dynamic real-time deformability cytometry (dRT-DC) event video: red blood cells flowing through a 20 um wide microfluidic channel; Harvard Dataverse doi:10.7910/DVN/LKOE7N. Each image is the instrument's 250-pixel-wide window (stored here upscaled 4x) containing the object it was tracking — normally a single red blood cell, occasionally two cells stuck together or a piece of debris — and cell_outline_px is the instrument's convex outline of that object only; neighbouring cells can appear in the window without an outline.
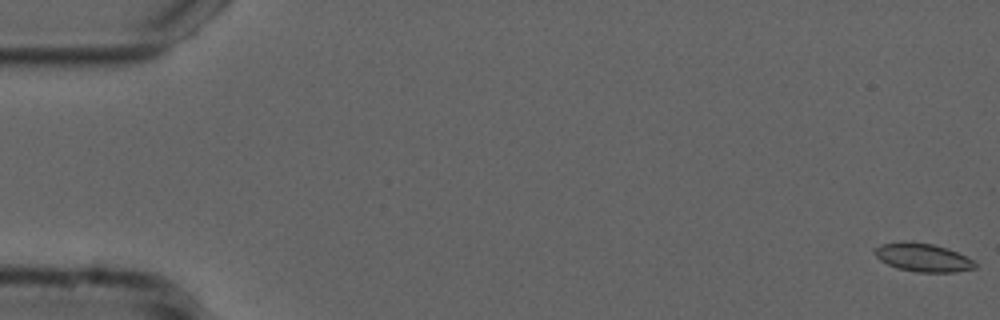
{"species": "common noctule bat (a hibernating species)", "species_latin": "Nyctalus noctula", "temperature_condition": "cold", "stored_images_in_passage": 15, "camera_frame_rate_fps": 3000, "um_per_image_px": 0.085, "animal": {"sex": "male", "forearm_length_mm": 52.5}, "frame": {"image": 1, "passage_image": 1, "time_ms": 0.0, "image_size_px": [1000, 320], "cell_outline_px": [[976, 268], [956, 272], [916, 272], [896, 268], [880, 260], [872, 252], [872, 248], [880, 244], [900, 240], [912, 240], [932, 244], [948, 248], [972, 260], [976, 264]], "centroid_in_image_um": [78.36, 21.86], "position_along_channel_um": 6.6, "area_um2": 16.94}}
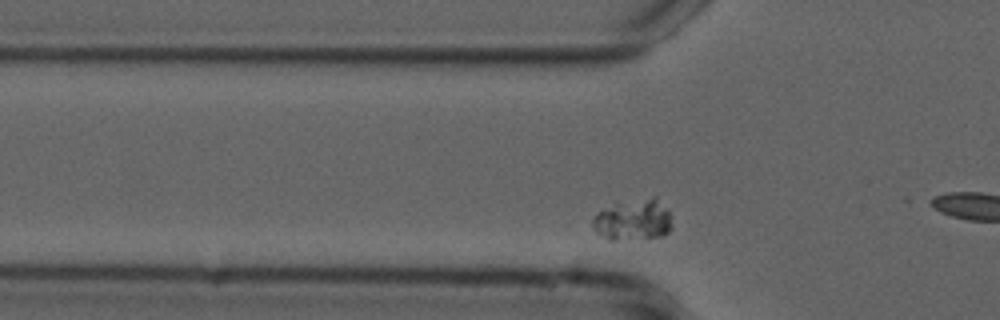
{"frame": {"image": 2, "passage_image": 14, "time_ms": 4.333, "image_size_px": [1000, 320], "cell_outline_px": [[672, 228], [664, 236], [616, 240], [608, 240], [596, 232], [592, 224], [592, 216], [596, 212], [616, 204], [652, 196], [656, 196], [668, 208], [672, 224]], "centroid_in_image_um": [53.85, 18.69], "position_along_channel_um": 72.0, "area_um2": 19.19}}